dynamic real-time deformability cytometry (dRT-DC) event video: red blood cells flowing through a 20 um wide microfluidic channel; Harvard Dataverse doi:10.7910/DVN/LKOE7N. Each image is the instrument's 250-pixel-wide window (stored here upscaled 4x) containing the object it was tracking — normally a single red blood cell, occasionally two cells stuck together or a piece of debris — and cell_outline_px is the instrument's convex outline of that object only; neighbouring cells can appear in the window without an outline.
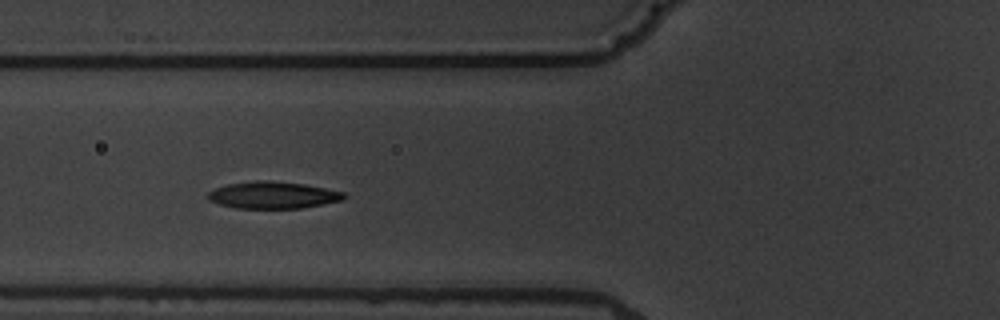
{"species": "common noctule bat (a hibernating species)", "species_latin": "Nyctalus noctula", "temperature_condition": "warm", "stored_images_in_passage": 12, "camera_frame_rate_fps": 3000, "um_per_image_px": 0.085, "animal": {"sex": "male", "body_mass_g": 19.5, "forearm_length_mm": 54.6}, "frame": {"image": 1, "passage_image": 3, "time_ms": 3.0, "image_size_px": [1000, 320], "cell_outline_px": [[348, 196], [344, 200], [300, 208], [236, 208], [220, 204], [208, 200], [208, 192], [216, 188], [228, 184], [256, 180], [268, 180], [304, 184], [344, 192]], "centroid_in_image_um": [23.22, 16.58], "position_along_channel_um": 102.6, "area_um2": 21.27}}
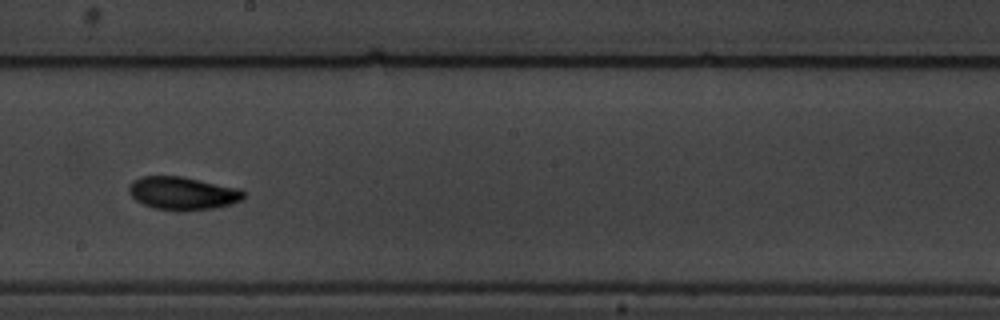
{"frame": {"image": 2, "passage_image": 6, "time_ms": 6.667, "image_size_px": [1000, 320], "cell_outline_px": [[244, 196], [240, 200], [228, 204], [212, 208], [152, 208], [136, 200], [128, 192], [128, 184], [132, 180], [140, 176], [180, 176], [240, 188], [244, 192]], "centroid_in_image_um": [15.46, 16.37], "position_along_channel_um": 232.7, "area_um2": 21.33}}
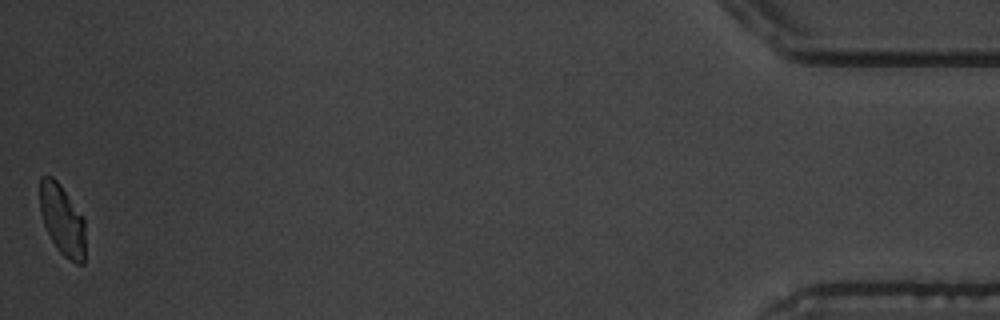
{"frame": {"image": 3, "passage_image": 12, "time_ms": 14.667, "image_size_px": [1000, 320], "cell_outline_px": [[84, 264], [76, 264], [64, 256], [56, 248], [44, 224], [40, 208], [40, 176], [52, 176], [60, 184], [84, 216]], "centroid_in_image_um": [5.3, 18.68], "position_along_channel_um": 429.9, "area_um2": 18.73}, "authors_computed_cell_mechanics": {"area_um2": 21.097, "velocity_mm_per_s": 3.5551, "shape_relaxation_time_tau1_ms": 4.1876, "shape_relaxation_time_tau2_ms": 2.9256, "deformation_change_tau1": 0.1431, "deformation_change_tau2": 0.0464}}